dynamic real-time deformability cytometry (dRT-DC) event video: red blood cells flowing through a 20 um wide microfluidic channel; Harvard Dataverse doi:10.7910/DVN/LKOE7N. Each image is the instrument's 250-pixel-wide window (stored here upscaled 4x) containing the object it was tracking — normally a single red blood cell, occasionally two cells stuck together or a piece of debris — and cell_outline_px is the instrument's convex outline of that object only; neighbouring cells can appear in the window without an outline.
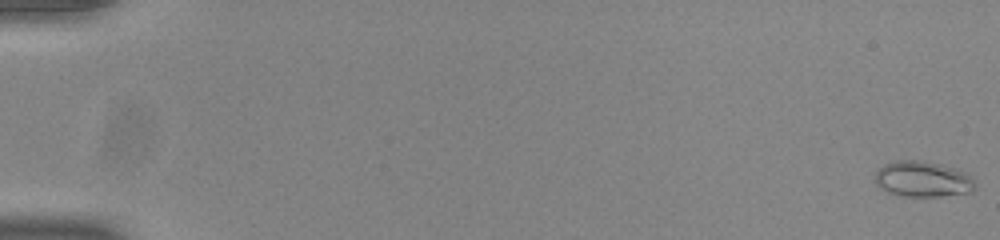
{"species": "common noctule bat (a hibernating species)", "species_latin": "Nyctalus noctula", "temperature_condition": "room temperature", "stored_images_in_passage": 19, "camera_frame_rate_fps": 3000, "um_per_image_px": 0.085, "animal": {"sex": "male", "body_mass_g": 20.0, "forearm_length_mm": 53.3}, "frame": {"image": 1, "passage_image": 1, "time_ms": 0.0, "image_size_px": [1000, 240], "cell_outline_px": [[976, 188], [968, 192], [940, 196], [904, 196], [888, 192], [880, 188], [876, 184], [876, 168], [884, 164], [896, 160], [920, 160], [940, 164], [956, 168], [968, 172], [972, 176], [976, 184]], "centroid_in_image_um": [78.44, 15.21], "position_along_channel_um": 6.6, "area_um2": 21.04}}